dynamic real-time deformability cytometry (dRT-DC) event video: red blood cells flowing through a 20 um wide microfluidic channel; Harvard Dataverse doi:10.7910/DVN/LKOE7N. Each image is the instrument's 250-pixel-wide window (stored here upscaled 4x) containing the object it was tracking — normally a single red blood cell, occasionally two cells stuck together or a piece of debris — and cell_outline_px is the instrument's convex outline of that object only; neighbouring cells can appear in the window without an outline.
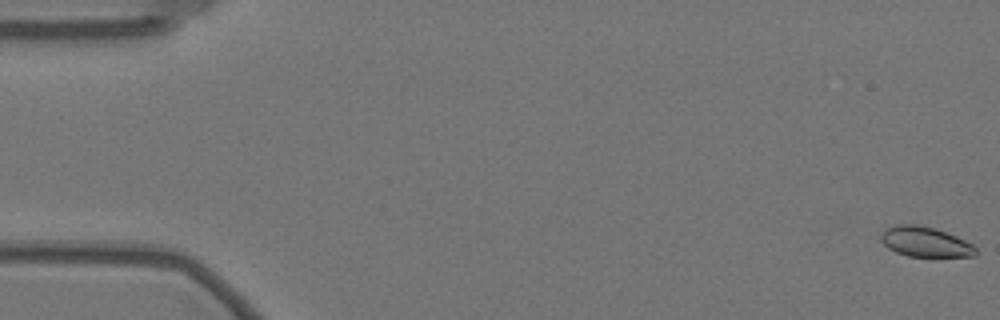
{"species": "Egyptian fruit bat (a non-hibernating species)", "species_latin": "Rousettus aegyptiacus", "temperature_condition": "warm", "stored_images_in_passage": 58, "camera_frame_rate_fps": 3000, "um_per_image_px": 0.085, "animal": {"sex": "female"}, "frame": {"image": 1, "passage_image": 1, "time_ms": 0.0, "image_size_px": [1000, 320], "cell_outline_px": [[976, 256], [908, 256], [896, 252], [888, 248], [880, 240], [880, 236], [888, 228], [896, 224], [916, 224], [936, 228], [956, 236], [972, 244], [976, 248]], "centroid_in_image_um": [78.64, 20.55], "position_along_channel_um": 6.4, "area_um2": 16.47}}
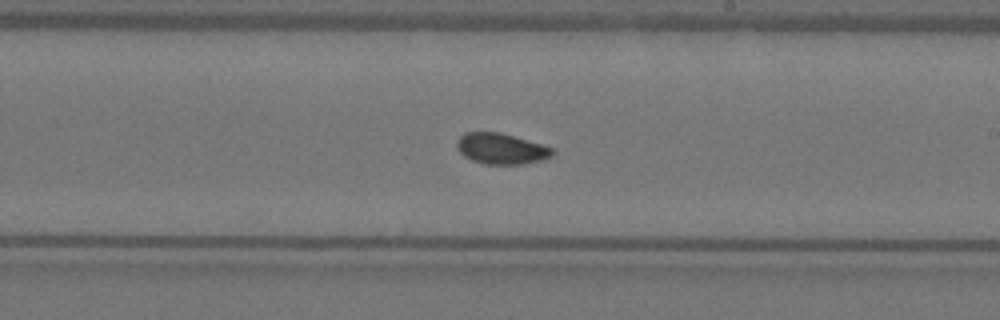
{"frame": {"image": 2, "passage_image": 34, "time_ms": 11.0, "image_size_px": [1000, 320], "cell_outline_px": [[556, 152], [552, 156], [540, 160], [524, 164], [484, 164], [472, 160], [464, 156], [456, 148], [456, 140], [464, 132], [500, 132], [540, 144], [552, 148]], "centroid_in_image_um": [42.57, 12.64], "position_along_channel_um": 246.4, "area_um2": 17.17}}
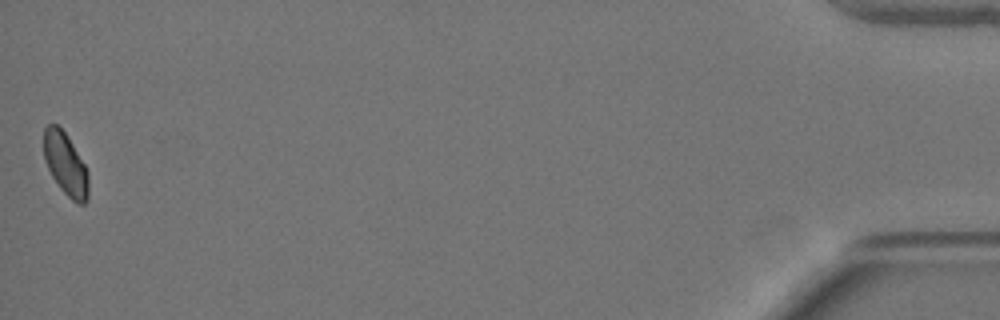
{"frame": {"image": 3, "passage_image": 58, "time_ms": 19.0, "image_size_px": [1000, 320], "cell_outline_px": [[88, 200], [84, 204], [76, 204], [60, 188], [52, 176], [44, 160], [44, 128], [48, 124], [56, 124], [64, 132], [72, 144], [84, 164], [88, 172]], "centroid_in_image_um": [5.57, 13.98], "position_along_channel_um": 429.6, "area_um2": 16.13}, "authors_computed_cell_mechanics": {"area_um2": 17.1088, "velocity_mm_per_s": 3.5241, "shape_relaxation_time_tau1_ms": 6.7094, "shape_relaxation_time_tau2_ms": null, "deformation_change_tau1": 0.1181, "deformation_change_tau2": null}}